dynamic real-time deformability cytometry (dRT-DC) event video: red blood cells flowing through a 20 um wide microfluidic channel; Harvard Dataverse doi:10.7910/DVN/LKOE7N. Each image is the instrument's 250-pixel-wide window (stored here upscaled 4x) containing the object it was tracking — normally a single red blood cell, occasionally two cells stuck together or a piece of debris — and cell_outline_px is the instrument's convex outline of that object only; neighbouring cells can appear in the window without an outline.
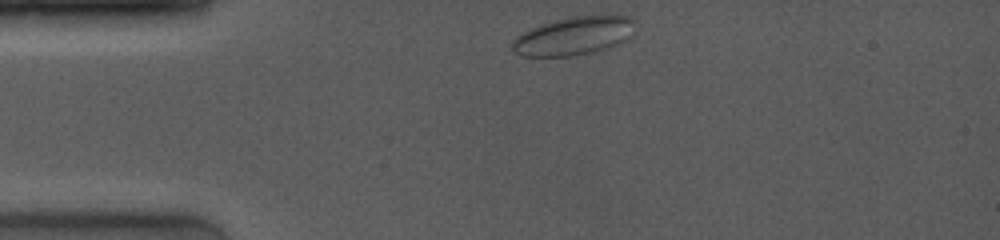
{"species": "common noctule bat (a hibernating species)", "species_latin": "Nyctalus noctula", "temperature_condition": "room temperature", "stored_images_in_passage": 80, "camera_frame_rate_fps": 4000, "um_per_image_px": 0.085, "animal": {"sex": "female", "body_mass_g": 19.0, "forearm_length_mm": 53.3}, "frame": {"image": 1, "passage_image": 1, "time_ms": 0.0, "image_size_px": [1000, 240], "cell_outline_px": [[636, 20], [632, 36], [628, 40], [592, 52], [572, 56], [524, 56], [516, 52], [512, 48], [512, 40], [516, 36], [540, 24], [552, 20], [568, 16], [632, 16]], "centroid_in_image_um": [48.8, 3.04], "position_along_channel_um": 36.2, "area_um2": 27.46}}
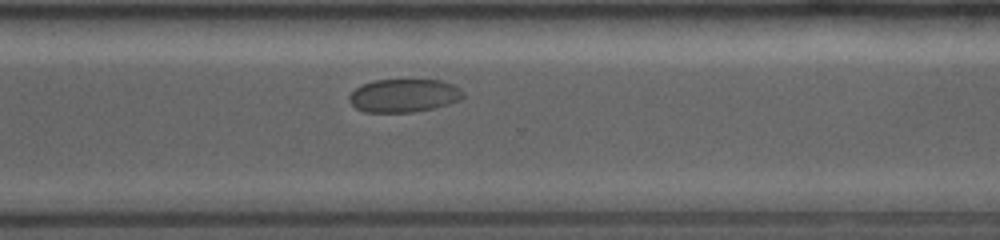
{"frame": {"image": 2, "passage_image": 59, "time_ms": 9.25, "image_size_px": [1000, 240], "cell_outline_px": [[464, 96], [460, 100], [448, 104], [432, 108], [412, 112], [364, 112], [356, 108], [348, 100], [348, 96], [356, 88], [372, 80], [440, 80], [452, 84], [460, 88], [464, 92]], "centroid_in_image_um": [34.33, 8.12], "position_along_channel_um": 336.3, "area_um2": 22.02}}
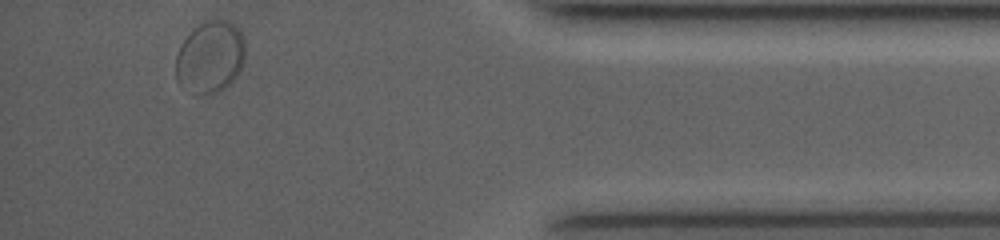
{"frame": {"image": 3, "passage_image": 80, "time_ms": 12.25, "image_size_px": [1000, 240], "cell_outline_px": [[244, 64], [240, 72], [224, 88], [212, 96], [196, 96], [180, 84], [176, 80], [176, 56], [180, 44], [200, 24], [208, 20], [224, 20], [232, 24], [240, 32], [244, 40]], "centroid_in_image_um": [17.86, 4.92], "position_along_channel_um": 417.3, "area_um2": 29.19}}